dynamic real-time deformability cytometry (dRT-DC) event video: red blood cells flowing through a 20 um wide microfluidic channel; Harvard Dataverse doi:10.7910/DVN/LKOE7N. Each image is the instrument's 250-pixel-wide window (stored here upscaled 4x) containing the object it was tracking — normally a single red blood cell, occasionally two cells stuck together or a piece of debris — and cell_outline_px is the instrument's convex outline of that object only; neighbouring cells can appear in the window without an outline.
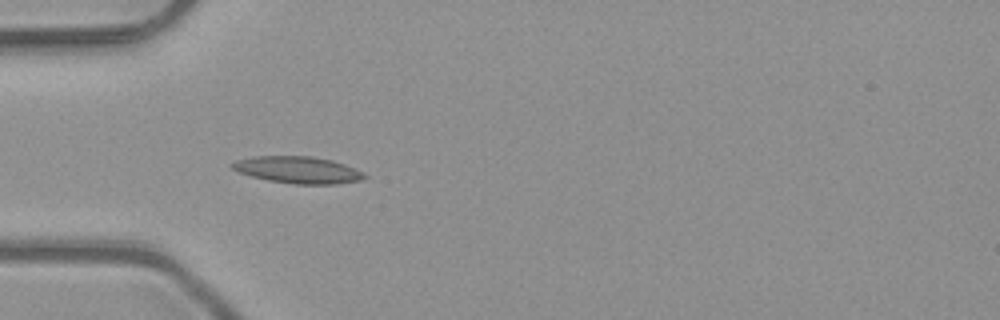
{"species": "common noctule bat (a hibernating species)", "species_latin": "Nyctalus noctula", "temperature_condition": "room temperature", "stored_images_in_passage": 36, "camera_frame_rate_fps": 3000, "um_per_image_px": 0.085, "animal": {"sex": "male", "body_mass_g": 23.1, "forearm_length_mm": 52.7}, "frame": {"image": 1, "passage_image": 1, "time_ms": 0.0, "image_size_px": [1000, 320], "cell_outline_px": [[368, 176], [360, 180], [336, 184], [296, 184], [268, 180], [252, 176], [240, 172], [232, 168], [228, 164], [236, 160], [252, 156], [312, 156], [332, 160], [344, 164]], "centroid_in_image_um": [25.28, 14.43], "position_along_channel_um": 59.7, "area_um2": 20.52}}
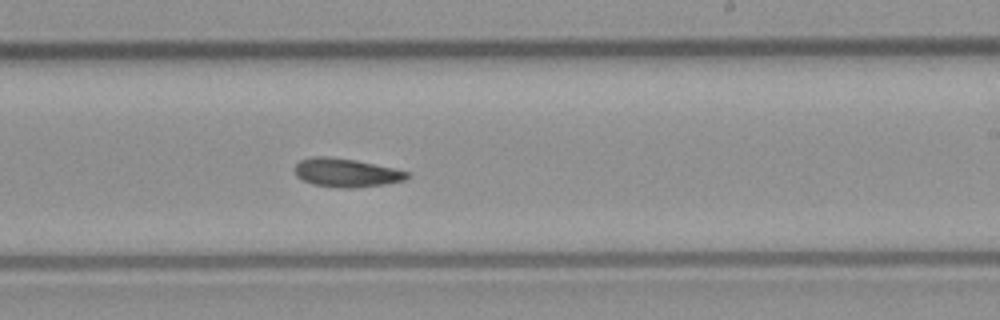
{"frame": {"image": 2, "passage_image": 16, "time_ms": 5.0, "image_size_px": [1000, 320], "cell_outline_px": [[408, 176], [404, 180], [384, 184], [356, 188], [336, 188], [312, 184], [296, 176], [296, 164], [300, 160], [312, 156], [328, 156], [356, 160], [392, 168], [408, 172]], "centroid_in_image_um": [29.39, 14.68], "position_along_channel_um": 259.6, "area_um2": 18.61}}
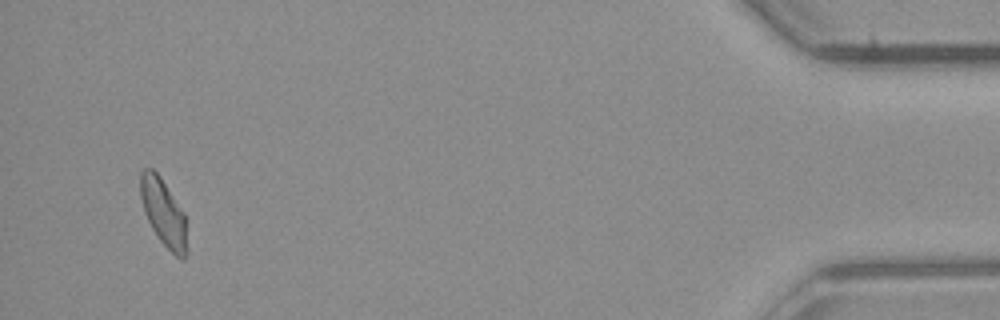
{"frame": {"image": 3, "passage_image": 34, "time_ms": 11.0, "image_size_px": [1000, 320], "cell_outline_px": [[188, 252], [184, 260], [180, 260], [160, 240], [152, 228], [144, 212], [140, 196], [140, 172], [144, 168], [152, 168], [160, 176], [184, 212], [188, 248]], "centroid_in_image_um": [13.91, 18.09], "position_along_channel_um": 421.3, "area_um2": 18.32}}